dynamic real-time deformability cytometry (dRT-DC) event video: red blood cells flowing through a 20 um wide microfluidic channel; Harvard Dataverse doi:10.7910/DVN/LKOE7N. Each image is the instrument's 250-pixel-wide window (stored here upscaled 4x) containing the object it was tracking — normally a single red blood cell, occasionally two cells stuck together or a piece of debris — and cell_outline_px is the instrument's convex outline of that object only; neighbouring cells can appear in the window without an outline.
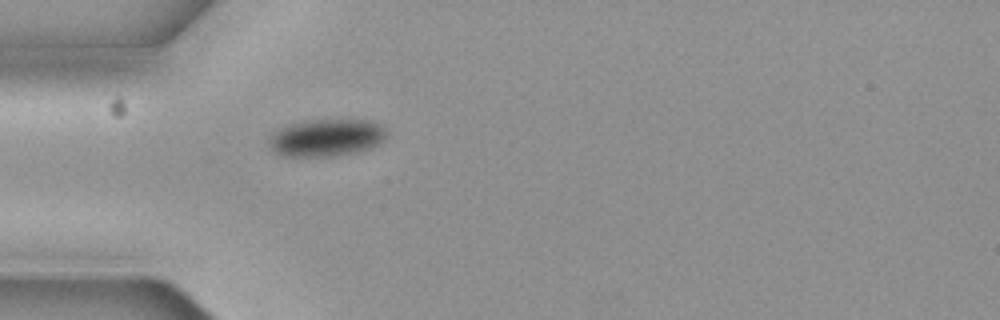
{"species": "common noctule bat (a hibernating species)", "species_latin": "Nyctalus noctula", "temperature_condition": "cold", "stored_images_in_passage": 1, "camera_frame_rate_fps": 3000, "um_per_image_px": 0.085, "animal": {"sex": "female", "body_mass_g": 19.3, "forearm_length_mm": 54.1}, "frame": {"image": 1, "passage_image": 1, "time_ms": 0.0, "image_size_px": [1000, 320], "cell_outline_px": [[388, 136], [380, 144], [356, 152], [332, 156], [284, 156], [276, 152], [268, 144], [268, 136], [276, 128], [288, 124], [304, 120], [372, 120], [380, 124], [388, 132]], "centroid_in_image_um": [27.73, 11.68], "position_along_channel_um": 57.3, "area_um2": 25.95}}